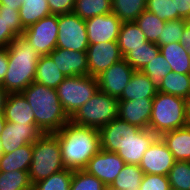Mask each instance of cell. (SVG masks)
Here are the masks:
<instances>
[{"instance_id": "27", "label": "cell", "mask_w": 190, "mask_h": 190, "mask_svg": "<svg viewBox=\"0 0 190 190\" xmlns=\"http://www.w3.org/2000/svg\"><path fill=\"white\" fill-rule=\"evenodd\" d=\"M19 15L23 28L26 29L40 19L51 15L47 0H23Z\"/></svg>"}, {"instance_id": "49", "label": "cell", "mask_w": 190, "mask_h": 190, "mask_svg": "<svg viewBox=\"0 0 190 190\" xmlns=\"http://www.w3.org/2000/svg\"><path fill=\"white\" fill-rule=\"evenodd\" d=\"M8 94L9 93L0 85V115H4V107Z\"/></svg>"}, {"instance_id": "21", "label": "cell", "mask_w": 190, "mask_h": 190, "mask_svg": "<svg viewBox=\"0 0 190 190\" xmlns=\"http://www.w3.org/2000/svg\"><path fill=\"white\" fill-rule=\"evenodd\" d=\"M128 123L116 118L99 130L101 149L116 153L126 141Z\"/></svg>"}, {"instance_id": "19", "label": "cell", "mask_w": 190, "mask_h": 190, "mask_svg": "<svg viewBox=\"0 0 190 190\" xmlns=\"http://www.w3.org/2000/svg\"><path fill=\"white\" fill-rule=\"evenodd\" d=\"M5 120L17 124H35L32 107L22 93H9L4 107Z\"/></svg>"}, {"instance_id": "24", "label": "cell", "mask_w": 190, "mask_h": 190, "mask_svg": "<svg viewBox=\"0 0 190 190\" xmlns=\"http://www.w3.org/2000/svg\"><path fill=\"white\" fill-rule=\"evenodd\" d=\"M33 155V143L26 144L0 156V171H29Z\"/></svg>"}, {"instance_id": "6", "label": "cell", "mask_w": 190, "mask_h": 190, "mask_svg": "<svg viewBox=\"0 0 190 190\" xmlns=\"http://www.w3.org/2000/svg\"><path fill=\"white\" fill-rule=\"evenodd\" d=\"M118 102L117 98L98 90L89 101L70 117V122L100 130L118 118Z\"/></svg>"}, {"instance_id": "13", "label": "cell", "mask_w": 190, "mask_h": 190, "mask_svg": "<svg viewBox=\"0 0 190 190\" xmlns=\"http://www.w3.org/2000/svg\"><path fill=\"white\" fill-rule=\"evenodd\" d=\"M88 75L97 77L112 64L123 59L117 41L89 44L87 48Z\"/></svg>"}, {"instance_id": "3", "label": "cell", "mask_w": 190, "mask_h": 190, "mask_svg": "<svg viewBox=\"0 0 190 190\" xmlns=\"http://www.w3.org/2000/svg\"><path fill=\"white\" fill-rule=\"evenodd\" d=\"M8 70L1 86L8 93H21L35 80L39 54L21 35L8 46Z\"/></svg>"}, {"instance_id": "45", "label": "cell", "mask_w": 190, "mask_h": 190, "mask_svg": "<svg viewBox=\"0 0 190 190\" xmlns=\"http://www.w3.org/2000/svg\"><path fill=\"white\" fill-rule=\"evenodd\" d=\"M174 12H177V19L190 18V0H173Z\"/></svg>"}, {"instance_id": "22", "label": "cell", "mask_w": 190, "mask_h": 190, "mask_svg": "<svg viewBox=\"0 0 190 190\" xmlns=\"http://www.w3.org/2000/svg\"><path fill=\"white\" fill-rule=\"evenodd\" d=\"M160 137L176 161L190 162V125L165 132Z\"/></svg>"}, {"instance_id": "17", "label": "cell", "mask_w": 190, "mask_h": 190, "mask_svg": "<svg viewBox=\"0 0 190 190\" xmlns=\"http://www.w3.org/2000/svg\"><path fill=\"white\" fill-rule=\"evenodd\" d=\"M49 56L65 77L88 75L86 52L55 48Z\"/></svg>"}, {"instance_id": "37", "label": "cell", "mask_w": 190, "mask_h": 190, "mask_svg": "<svg viewBox=\"0 0 190 190\" xmlns=\"http://www.w3.org/2000/svg\"><path fill=\"white\" fill-rule=\"evenodd\" d=\"M70 190H108V187L83 169L73 170Z\"/></svg>"}, {"instance_id": "34", "label": "cell", "mask_w": 190, "mask_h": 190, "mask_svg": "<svg viewBox=\"0 0 190 190\" xmlns=\"http://www.w3.org/2000/svg\"><path fill=\"white\" fill-rule=\"evenodd\" d=\"M73 170L64 169L32 184V190H70Z\"/></svg>"}, {"instance_id": "33", "label": "cell", "mask_w": 190, "mask_h": 190, "mask_svg": "<svg viewBox=\"0 0 190 190\" xmlns=\"http://www.w3.org/2000/svg\"><path fill=\"white\" fill-rule=\"evenodd\" d=\"M145 34L148 42L157 43L166 21L160 19L154 13L144 10L134 21Z\"/></svg>"}, {"instance_id": "20", "label": "cell", "mask_w": 190, "mask_h": 190, "mask_svg": "<svg viewBox=\"0 0 190 190\" xmlns=\"http://www.w3.org/2000/svg\"><path fill=\"white\" fill-rule=\"evenodd\" d=\"M158 92L151 79L141 71H134L118 101L153 99Z\"/></svg>"}, {"instance_id": "51", "label": "cell", "mask_w": 190, "mask_h": 190, "mask_svg": "<svg viewBox=\"0 0 190 190\" xmlns=\"http://www.w3.org/2000/svg\"><path fill=\"white\" fill-rule=\"evenodd\" d=\"M5 123H6V120H5L4 115H0V134L2 133L5 127Z\"/></svg>"}, {"instance_id": "16", "label": "cell", "mask_w": 190, "mask_h": 190, "mask_svg": "<svg viewBox=\"0 0 190 190\" xmlns=\"http://www.w3.org/2000/svg\"><path fill=\"white\" fill-rule=\"evenodd\" d=\"M43 132L36 124H17L6 121L0 134L3 153H10L26 144L34 143Z\"/></svg>"}, {"instance_id": "10", "label": "cell", "mask_w": 190, "mask_h": 190, "mask_svg": "<svg viewBox=\"0 0 190 190\" xmlns=\"http://www.w3.org/2000/svg\"><path fill=\"white\" fill-rule=\"evenodd\" d=\"M158 136L149 129L128 125L126 141L116 152L126 164L139 165L145 151Z\"/></svg>"}, {"instance_id": "29", "label": "cell", "mask_w": 190, "mask_h": 190, "mask_svg": "<svg viewBox=\"0 0 190 190\" xmlns=\"http://www.w3.org/2000/svg\"><path fill=\"white\" fill-rule=\"evenodd\" d=\"M157 90L185 99L190 94V75L170 71Z\"/></svg>"}, {"instance_id": "5", "label": "cell", "mask_w": 190, "mask_h": 190, "mask_svg": "<svg viewBox=\"0 0 190 190\" xmlns=\"http://www.w3.org/2000/svg\"><path fill=\"white\" fill-rule=\"evenodd\" d=\"M64 169L58 137L54 133H43L33 143L32 161L28 172L31 184Z\"/></svg>"}, {"instance_id": "4", "label": "cell", "mask_w": 190, "mask_h": 190, "mask_svg": "<svg viewBox=\"0 0 190 190\" xmlns=\"http://www.w3.org/2000/svg\"><path fill=\"white\" fill-rule=\"evenodd\" d=\"M152 105L148 129L157 136L189 125L184 98L157 92Z\"/></svg>"}, {"instance_id": "25", "label": "cell", "mask_w": 190, "mask_h": 190, "mask_svg": "<svg viewBox=\"0 0 190 190\" xmlns=\"http://www.w3.org/2000/svg\"><path fill=\"white\" fill-rule=\"evenodd\" d=\"M65 78L49 55L39 57L35 82L56 89Z\"/></svg>"}, {"instance_id": "8", "label": "cell", "mask_w": 190, "mask_h": 190, "mask_svg": "<svg viewBox=\"0 0 190 190\" xmlns=\"http://www.w3.org/2000/svg\"><path fill=\"white\" fill-rule=\"evenodd\" d=\"M88 46L85 20L73 12L58 15L56 48L86 52Z\"/></svg>"}, {"instance_id": "18", "label": "cell", "mask_w": 190, "mask_h": 190, "mask_svg": "<svg viewBox=\"0 0 190 190\" xmlns=\"http://www.w3.org/2000/svg\"><path fill=\"white\" fill-rule=\"evenodd\" d=\"M153 99H135L118 102V118L141 129H148Z\"/></svg>"}, {"instance_id": "48", "label": "cell", "mask_w": 190, "mask_h": 190, "mask_svg": "<svg viewBox=\"0 0 190 190\" xmlns=\"http://www.w3.org/2000/svg\"><path fill=\"white\" fill-rule=\"evenodd\" d=\"M23 0H0V7L20 10Z\"/></svg>"}, {"instance_id": "2", "label": "cell", "mask_w": 190, "mask_h": 190, "mask_svg": "<svg viewBox=\"0 0 190 190\" xmlns=\"http://www.w3.org/2000/svg\"><path fill=\"white\" fill-rule=\"evenodd\" d=\"M21 93L32 107L35 124L43 133H56L70 122V117L64 111L56 89L34 81Z\"/></svg>"}, {"instance_id": "36", "label": "cell", "mask_w": 190, "mask_h": 190, "mask_svg": "<svg viewBox=\"0 0 190 190\" xmlns=\"http://www.w3.org/2000/svg\"><path fill=\"white\" fill-rule=\"evenodd\" d=\"M167 176L170 188L190 190V162L176 161Z\"/></svg>"}, {"instance_id": "35", "label": "cell", "mask_w": 190, "mask_h": 190, "mask_svg": "<svg viewBox=\"0 0 190 190\" xmlns=\"http://www.w3.org/2000/svg\"><path fill=\"white\" fill-rule=\"evenodd\" d=\"M29 171H0V190H32Z\"/></svg>"}, {"instance_id": "43", "label": "cell", "mask_w": 190, "mask_h": 190, "mask_svg": "<svg viewBox=\"0 0 190 190\" xmlns=\"http://www.w3.org/2000/svg\"><path fill=\"white\" fill-rule=\"evenodd\" d=\"M51 14L62 15L73 12L76 0H47Z\"/></svg>"}, {"instance_id": "1", "label": "cell", "mask_w": 190, "mask_h": 190, "mask_svg": "<svg viewBox=\"0 0 190 190\" xmlns=\"http://www.w3.org/2000/svg\"><path fill=\"white\" fill-rule=\"evenodd\" d=\"M54 134L58 137L66 169L83 170L101 150L99 130L95 128L69 122Z\"/></svg>"}, {"instance_id": "28", "label": "cell", "mask_w": 190, "mask_h": 190, "mask_svg": "<svg viewBox=\"0 0 190 190\" xmlns=\"http://www.w3.org/2000/svg\"><path fill=\"white\" fill-rule=\"evenodd\" d=\"M143 177L139 165L125 164L108 190H139Z\"/></svg>"}, {"instance_id": "31", "label": "cell", "mask_w": 190, "mask_h": 190, "mask_svg": "<svg viewBox=\"0 0 190 190\" xmlns=\"http://www.w3.org/2000/svg\"><path fill=\"white\" fill-rule=\"evenodd\" d=\"M146 10V0H112V13L122 22H134Z\"/></svg>"}, {"instance_id": "14", "label": "cell", "mask_w": 190, "mask_h": 190, "mask_svg": "<svg viewBox=\"0 0 190 190\" xmlns=\"http://www.w3.org/2000/svg\"><path fill=\"white\" fill-rule=\"evenodd\" d=\"M134 69L123 58L97 76L99 91L119 98L129 83Z\"/></svg>"}, {"instance_id": "9", "label": "cell", "mask_w": 190, "mask_h": 190, "mask_svg": "<svg viewBox=\"0 0 190 190\" xmlns=\"http://www.w3.org/2000/svg\"><path fill=\"white\" fill-rule=\"evenodd\" d=\"M39 56L49 55L57 44L58 15H49L24 30L22 35Z\"/></svg>"}, {"instance_id": "23", "label": "cell", "mask_w": 190, "mask_h": 190, "mask_svg": "<svg viewBox=\"0 0 190 190\" xmlns=\"http://www.w3.org/2000/svg\"><path fill=\"white\" fill-rule=\"evenodd\" d=\"M160 53L169 63L170 70L180 74L190 75V51L179 42L159 46Z\"/></svg>"}, {"instance_id": "52", "label": "cell", "mask_w": 190, "mask_h": 190, "mask_svg": "<svg viewBox=\"0 0 190 190\" xmlns=\"http://www.w3.org/2000/svg\"><path fill=\"white\" fill-rule=\"evenodd\" d=\"M3 154V149H2V145L0 143V156Z\"/></svg>"}, {"instance_id": "41", "label": "cell", "mask_w": 190, "mask_h": 190, "mask_svg": "<svg viewBox=\"0 0 190 190\" xmlns=\"http://www.w3.org/2000/svg\"><path fill=\"white\" fill-rule=\"evenodd\" d=\"M168 176L144 174L139 190H169Z\"/></svg>"}, {"instance_id": "15", "label": "cell", "mask_w": 190, "mask_h": 190, "mask_svg": "<svg viewBox=\"0 0 190 190\" xmlns=\"http://www.w3.org/2000/svg\"><path fill=\"white\" fill-rule=\"evenodd\" d=\"M89 44L117 41L122 21L114 14L97 15L85 20Z\"/></svg>"}, {"instance_id": "30", "label": "cell", "mask_w": 190, "mask_h": 190, "mask_svg": "<svg viewBox=\"0 0 190 190\" xmlns=\"http://www.w3.org/2000/svg\"><path fill=\"white\" fill-rule=\"evenodd\" d=\"M159 52L157 44L146 42L141 47L133 48L123 58L135 71H141Z\"/></svg>"}, {"instance_id": "11", "label": "cell", "mask_w": 190, "mask_h": 190, "mask_svg": "<svg viewBox=\"0 0 190 190\" xmlns=\"http://www.w3.org/2000/svg\"><path fill=\"white\" fill-rule=\"evenodd\" d=\"M176 160L165 142L158 136L145 151L139 167L144 174L167 176Z\"/></svg>"}, {"instance_id": "44", "label": "cell", "mask_w": 190, "mask_h": 190, "mask_svg": "<svg viewBox=\"0 0 190 190\" xmlns=\"http://www.w3.org/2000/svg\"><path fill=\"white\" fill-rule=\"evenodd\" d=\"M17 36L9 29L8 23L0 16V47H7Z\"/></svg>"}, {"instance_id": "12", "label": "cell", "mask_w": 190, "mask_h": 190, "mask_svg": "<svg viewBox=\"0 0 190 190\" xmlns=\"http://www.w3.org/2000/svg\"><path fill=\"white\" fill-rule=\"evenodd\" d=\"M125 164L117 153L101 149L88 161L84 170L100 179L109 188Z\"/></svg>"}, {"instance_id": "39", "label": "cell", "mask_w": 190, "mask_h": 190, "mask_svg": "<svg viewBox=\"0 0 190 190\" xmlns=\"http://www.w3.org/2000/svg\"><path fill=\"white\" fill-rule=\"evenodd\" d=\"M187 23L188 20L183 18L166 21L163 31L161 32L156 44L158 46H163L179 42L184 32V27Z\"/></svg>"}, {"instance_id": "46", "label": "cell", "mask_w": 190, "mask_h": 190, "mask_svg": "<svg viewBox=\"0 0 190 190\" xmlns=\"http://www.w3.org/2000/svg\"><path fill=\"white\" fill-rule=\"evenodd\" d=\"M8 50L7 47H0V85L2 84L5 74L8 70Z\"/></svg>"}, {"instance_id": "40", "label": "cell", "mask_w": 190, "mask_h": 190, "mask_svg": "<svg viewBox=\"0 0 190 190\" xmlns=\"http://www.w3.org/2000/svg\"><path fill=\"white\" fill-rule=\"evenodd\" d=\"M146 10L154 13L164 21L177 19L173 0H146Z\"/></svg>"}, {"instance_id": "38", "label": "cell", "mask_w": 190, "mask_h": 190, "mask_svg": "<svg viewBox=\"0 0 190 190\" xmlns=\"http://www.w3.org/2000/svg\"><path fill=\"white\" fill-rule=\"evenodd\" d=\"M170 71L169 63L160 52L141 70L142 73L146 74L151 79L156 88L160 86L163 78Z\"/></svg>"}, {"instance_id": "26", "label": "cell", "mask_w": 190, "mask_h": 190, "mask_svg": "<svg viewBox=\"0 0 190 190\" xmlns=\"http://www.w3.org/2000/svg\"><path fill=\"white\" fill-rule=\"evenodd\" d=\"M117 42L124 57L133 48L141 47L148 40L135 22H122Z\"/></svg>"}, {"instance_id": "42", "label": "cell", "mask_w": 190, "mask_h": 190, "mask_svg": "<svg viewBox=\"0 0 190 190\" xmlns=\"http://www.w3.org/2000/svg\"><path fill=\"white\" fill-rule=\"evenodd\" d=\"M0 16H3L8 23L9 29L18 37L23 35L24 28L19 15V10L0 7Z\"/></svg>"}, {"instance_id": "50", "label": "cell", "mask_w": 190, "mask_h": 190, "mask_svg": "<svg viewBox=\"0 0 190 190\" xmlns=\"http://www.w3.org/2000/svg\"><path fill=\"white\" fill-rule=\"evenodd\" d=\"M186 117L190 123V94L185 98Z\"/></svg>"}, {"instance_id": "47", "label": "cell", "mask_w": 190, "mask_h": 190, "mask_svg": "<svg viewBox=\"0 0 190 190\" xmlns=\"http://www.w3.org/2000/svg\"><path fill=\"white\" fill-rule=\"evenodd\" d=\"M179 43L184 46L185 49L190 51V24L187 23L184 27V32L180 38Z\"/></svg>"}, {"instance_id": "32", "label": "cell", "mask_w": 190, "mask_h": 190, "mask_svg": "<svg viewBox=\"0 0 190 190\" xmlns=\"http://www.w3.org/2000/svg\"><path fill=\"white\" fill-rule=\"evenodd\" d=\"M73 13L86 20L112 13V0H76Z\"/></svg>"}, {"instance_id": "7", "label": "cell", "mask_w": 190, "mask_h": 190, "mask_svg": "<svg viewBox=\"0 0 190 190\" xmlns=\"http://www.w3.org/2000/svg\"><path fill=\"white\" fill-rule=\"evenodd\" d=\"M99 90L97 77L91 75L66 77L56 88L64 111L71 117Z\"/></svg>"}]
</instances>
